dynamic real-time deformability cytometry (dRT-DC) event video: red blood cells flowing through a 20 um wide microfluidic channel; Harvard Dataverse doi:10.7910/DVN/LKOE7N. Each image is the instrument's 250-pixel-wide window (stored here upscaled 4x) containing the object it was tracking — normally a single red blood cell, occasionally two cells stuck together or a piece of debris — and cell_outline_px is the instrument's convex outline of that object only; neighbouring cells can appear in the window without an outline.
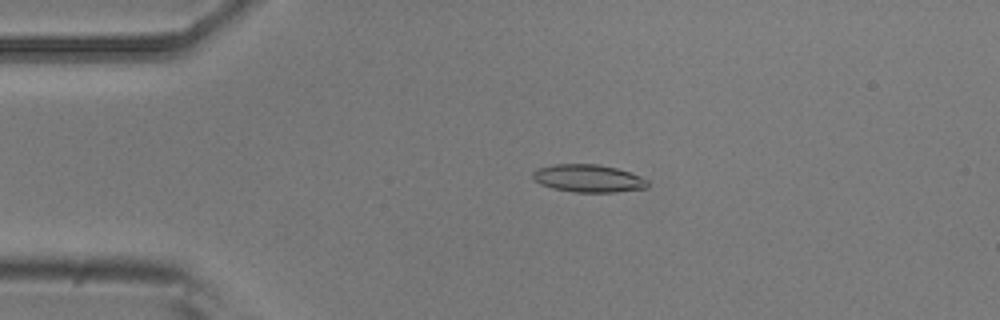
{"species": "common noctule bat (a hibernating species)", "species_latin": "Nyctalus noctula", "temperature_condition": "room temperature", "stored_images_in_passage": 5, "camera_frame_rate_fps": 3000, "um_per_image_px": 0.085, "animal": {"sex": "male", "body_mass_g": 20.5, "forearm_length_mm": 52.5}, "frame": {"image": 1, "passage_image": 3, "time_ms": 2.333, "image_size_px": [1000, 320], "cell_outline_px": [[648, 188], [616, 192], [576, 192], [552, 188], [540, 184], [532, 180], [532, 172], [536, 168], [556, 164], [596, 164], [616, 168], [640, 176], [648, 180]], "centroid_in_image_um": [49.97, 15.16], "position_along_channel_um": 35.0, "area_um2": 18.61}}
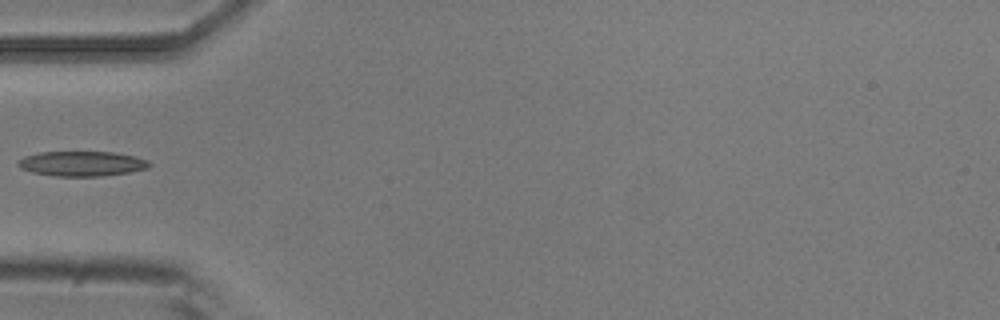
{"frame": {"image": 2, "passage_image": 4, "time_ms": 4.333, "image_size_px": [1000, 320], "cell_outline_px": [[152, 164], [148, 168], [128, 172], [100, 176], [56, 176], [32, 172], [20, 168], [16, 164], [16, 160], [24, 156], [40, 152], [112, 152], [132, 156], [148, 160]], "centroid_in_image_um": [6.91, 13.91], "position_along_channel_um": 78.1, "area_um2": 19.02}}
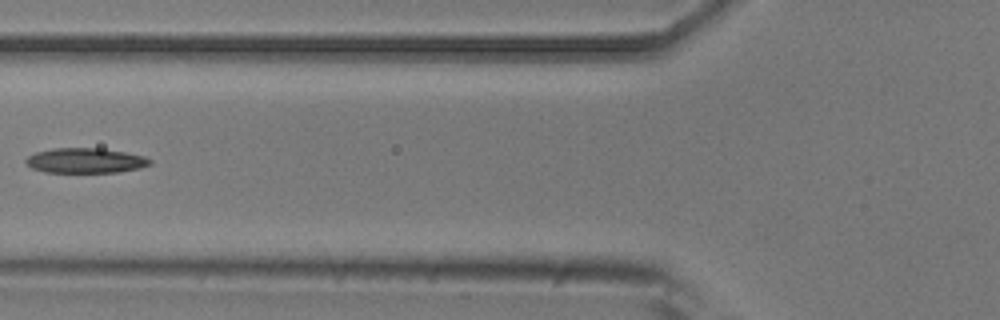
{"frame": {"image": 3, "passage_image": 5, "time_ms": 5.333, "image_size_px": [1000, 320], "cell_outline_px": [[152, 164], [140, 168], [116, 172], [44, 172], [32, 168], [24, 160], [28, 156], [36, 152], [52, 148], [100, 148], [124, 152], [144, 156], [152, 160]], "centroid_in_image_um": [7.26, 13.64], "position_along_channel_um": 118.5, "area_um2": 18.03}}